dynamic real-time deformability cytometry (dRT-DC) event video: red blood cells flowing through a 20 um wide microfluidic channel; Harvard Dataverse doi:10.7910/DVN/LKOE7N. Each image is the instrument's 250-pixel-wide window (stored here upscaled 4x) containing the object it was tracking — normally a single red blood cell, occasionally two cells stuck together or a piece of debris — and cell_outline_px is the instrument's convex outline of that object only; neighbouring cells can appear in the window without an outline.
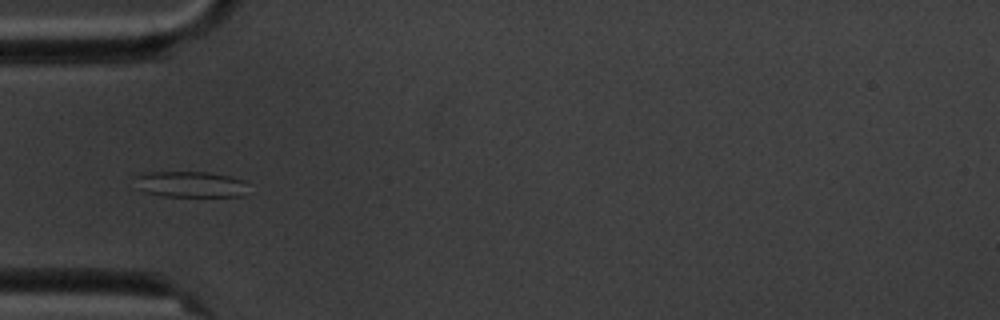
{"species": "common noctule bat (a hibernating species)", "species_latin": "Nyctalus noctula", "temperature_condition": "cold", "stored_images_in_passage": 9, "camera_frame_rate_fps": 3000, "um_per_image_px": 0.085, "animal": {"sex": "male", "body_mass_g": 20.1, "forearm_length_mm": 53.5}, "frame": {"image": 1, "passage_image": 4, "time_ms": 4.333, "image_size_px": [1000, 320], "cell_outline_px": [[244, 196], [160, 196], [144, 192], [136, 188], [132, 176], [144, 172], [208, 172], [228, 176], [244, 180]], "centroid_in_image_um": [16.04, 15.66], "position_along_channel_um": 69.0, "area_um2": 17.28}}
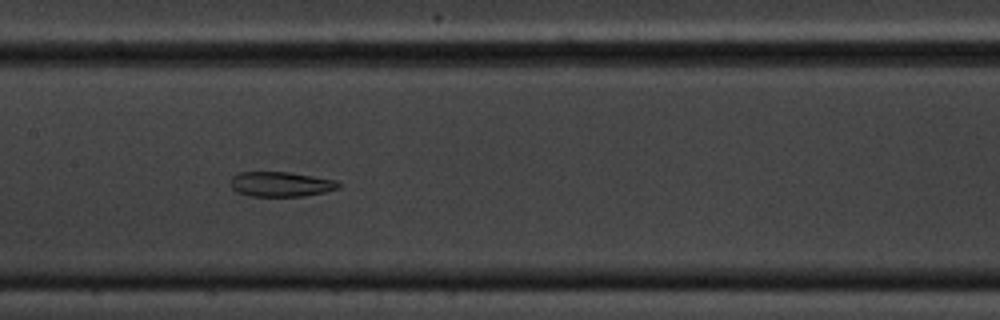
{"frame": {"image": 2, "passage_image": 7, "time_ms": 7.667, "image_size_px": [1000, 320], "cell_outline_px": [[340, 188], [324, 192], [304, 196], [248, 196], [236, 192], [232, 188], [232, 176], [240, 172], [288, 172], [336, 180], [340, 184]], "centroid_in_image_um": [23.87, 15.66], "position_along_channel_um": 183.5, "area_um2": 15.61}}
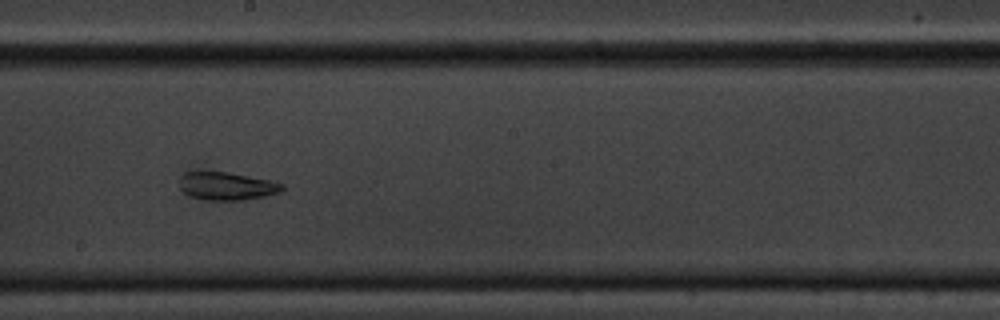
{"frame": {"image": 3, "passage_image": 8, "time_ms": 9.0, "image_size_px": [1000, 320], "cell_outline_px": [[284, 188], [280, 192], [264, 196], [244, 200], [208, 200], [192, 196], [184, 192], [180, 188], [180, 176], [184, 172], [228, 172], [272, 180], [284, 184]], "centroid_in_image_um": [19.3, 15.81], "position_along_channel_um": 228.9, "area_um2": 16.7}}